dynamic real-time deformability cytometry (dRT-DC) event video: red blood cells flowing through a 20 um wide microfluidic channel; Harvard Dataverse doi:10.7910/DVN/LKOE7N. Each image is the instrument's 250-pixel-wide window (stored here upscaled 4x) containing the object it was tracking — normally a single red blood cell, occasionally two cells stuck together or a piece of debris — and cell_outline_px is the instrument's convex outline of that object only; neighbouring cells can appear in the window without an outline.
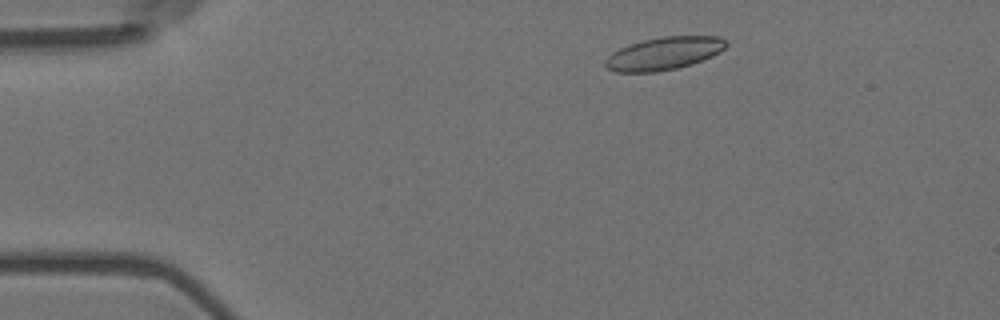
{"species": "Egyptian fruit bat (a non-hibernating species)", "species_latin": "Rousettus aegyptiacus", "temperature_condition": "room temperature", "stored_images_in_passage": 4, "camera_frame_rate_fps": 3000, "um_per_image_px": 0.085, "animal": {"sex": "female"}, "frame": {"image": 1, "passage_image": 2, "time_ms": 0.333, "image_size_px": [1000, 320], "cell_outline_px": [[728, 44], [720, 52], [712, 56], [692, 64], [676, 68], [656, 72], [616, 72], [608, 68], [604, 64], [604, 60], [612, 52], [628, 44], [644, 40], [664, 36], [720, 36], [728, 40]], "centroid_in_image_um": [56.45, 4.53], "position_along_channel_um": 28.5, "area_um2": 23.18}}